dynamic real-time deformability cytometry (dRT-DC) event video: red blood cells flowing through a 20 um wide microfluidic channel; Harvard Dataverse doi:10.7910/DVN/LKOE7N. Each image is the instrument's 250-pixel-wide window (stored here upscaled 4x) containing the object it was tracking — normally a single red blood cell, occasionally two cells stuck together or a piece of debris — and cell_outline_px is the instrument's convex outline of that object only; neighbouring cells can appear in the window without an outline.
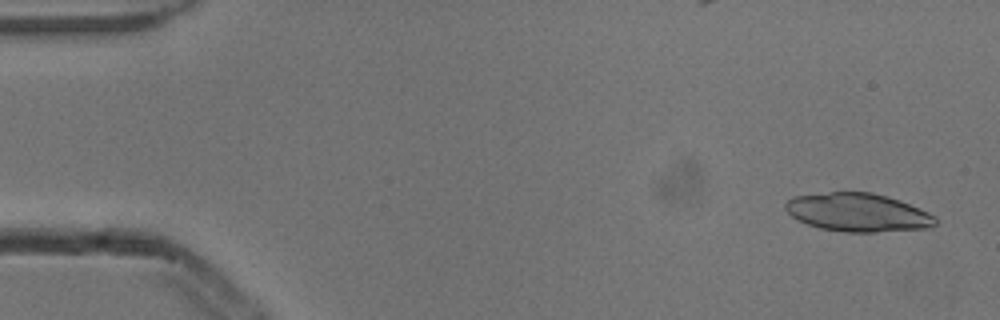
{"species": "common noctule bat (a hibernating species)", "species_latin": "Nyctalus noctula", "temperature_condition": "cold", "stored_images_in_passage": 5, "camera_frame_rate_fps": 3000, "um_per_image_px": 0.085, "animal": {"sex": "male", "body_mass_g": 13.3}, "frame": {"image": 1, "passage_image": 1, "time_ms": 0.0, "image_size_px": [1000, 320], "cell_outline_px": [[936, 224], [928, 228], [876, 232], [844, 232], [820, 228], [796, 220], [784, 208], [784, 204], [792, 196], [828, 192], [872, 192], [888, 196], [900, 200], [928, 212], [936, 216]], "centroid_in_image_um": [72.9, 18.05], "position_along_channel_um": 12.1, "area_um2": 33.7}}